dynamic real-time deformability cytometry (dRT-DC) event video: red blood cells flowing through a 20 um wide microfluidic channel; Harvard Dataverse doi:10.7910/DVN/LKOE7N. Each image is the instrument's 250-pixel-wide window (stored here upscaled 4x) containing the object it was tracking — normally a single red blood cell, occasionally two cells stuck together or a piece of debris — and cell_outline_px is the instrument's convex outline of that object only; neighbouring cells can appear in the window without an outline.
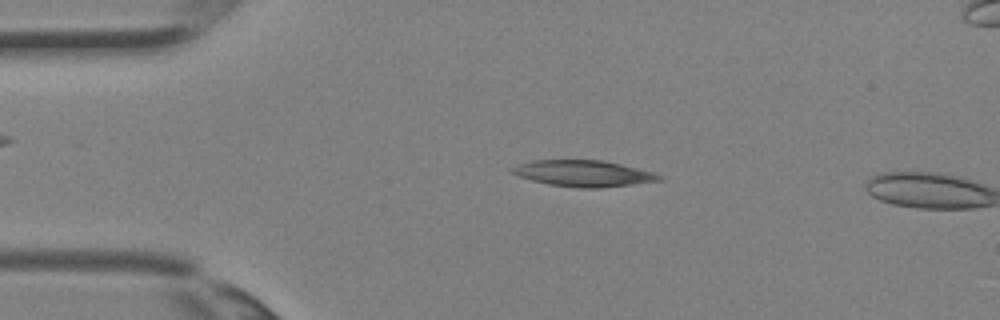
{"species": "Egyptian fruit bat (a non-hibernating species)", "species_latin": "Rousettus aegyptiacus", "temperature_condition": "room temperature", "stored_images_in_passage": 7, "camera_frame_rate_fps": 3000, "um_per_image_px": 0.085, "animal": {"sex": "female"}, "frame": {"image": 1, "passage_image": 6, "time_ms": 1.667, "image_size_px": [1000, 320], "cell_outline_px": [[664, 180], [600, 188], [580, 188], [548, 184], [532, 180], [508, 172], [512, 168], [520, 164], [532, 160], [600, 160], [620, 164], [648, 172], [660, 176]], "centroid_in_image_um": [49.52, 14.74], "position_along_channel_um": 35.5, "area_um2": 22.02}}